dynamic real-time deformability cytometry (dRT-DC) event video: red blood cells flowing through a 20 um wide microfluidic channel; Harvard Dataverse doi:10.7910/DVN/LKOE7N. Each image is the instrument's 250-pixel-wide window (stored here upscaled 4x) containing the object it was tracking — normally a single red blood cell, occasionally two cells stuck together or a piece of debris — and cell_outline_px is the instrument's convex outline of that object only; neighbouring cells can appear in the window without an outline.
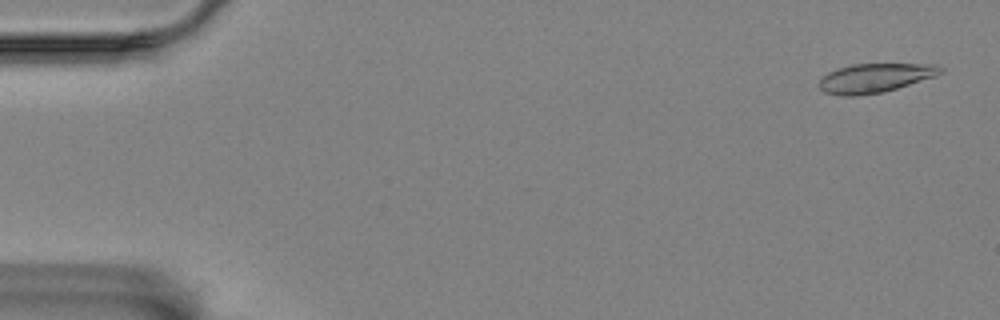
{"species": "Egyptian fruit bat (a non-hibernating species)", "species_latin": "Rousettus aegyptiacus", "temperature_condition": "room temperature", "stored_images_in_passage": 12, "camera_frame_rate_fps": 3000, "um_per_image_px": 0.085, "animal": {"sex": "female"}, "frame": {"image": 1, "passage_image": 2, "time_ms": 0.333, "image_size_px": [1000, 320], "cell_outline_px": [[944, 72], [936, 76], [896, 88], [880, 92], [856, 96], [840, 96], [824, 92], [820, 88], [820, 80], [828, 72], [836, 68], [852, 64], [936, 64], [944, 68]], "centroid_in_image_um": [74.39, 6.62], "position_along_channel_um": 10.6, "area_um2": 20.52}}